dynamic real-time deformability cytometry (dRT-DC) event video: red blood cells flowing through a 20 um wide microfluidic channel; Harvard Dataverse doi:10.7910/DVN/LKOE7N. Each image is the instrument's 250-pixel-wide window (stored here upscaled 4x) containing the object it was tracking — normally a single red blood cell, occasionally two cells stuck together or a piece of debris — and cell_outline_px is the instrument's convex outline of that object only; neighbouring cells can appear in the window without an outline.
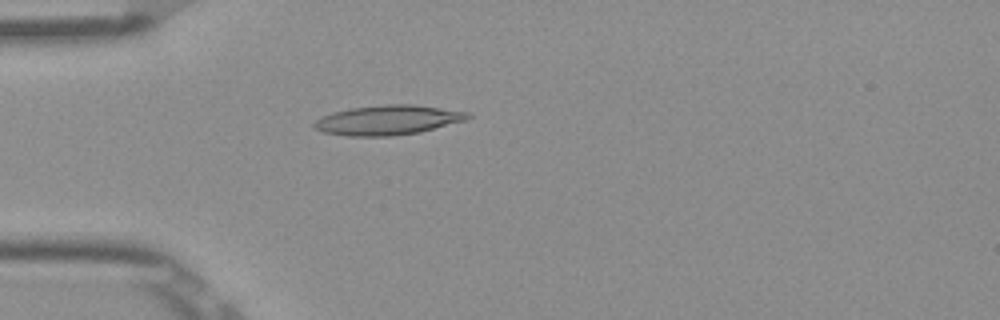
{"species": "Egyptian fruit bat (a non-hibernating species)", "species_latin": "Rousettus aegyptiacus", "temperature_condition": "room temperature", "stored_images_in_passage": 52, "camera_frame_rate_fps": 3000, "um_per_image_px": 0.085, "frame": {"image": 1, "passage_image": 15, "time_ms": 4.667, "image_size_px": [1000, 320], "cell_outline_px": [[472, 116], [468, 120], [420, 132], [392, 136], [348, 136], [324, 132], [312, 128], [312, 124], [320, 116], [332, 112], [352, 108], [384, 104], [412, 104], [468, 112]], "centroid_in_image_um": [32.95, 10.21], "position_along_channel_um": 52.0, "area_um2": 26.7}}
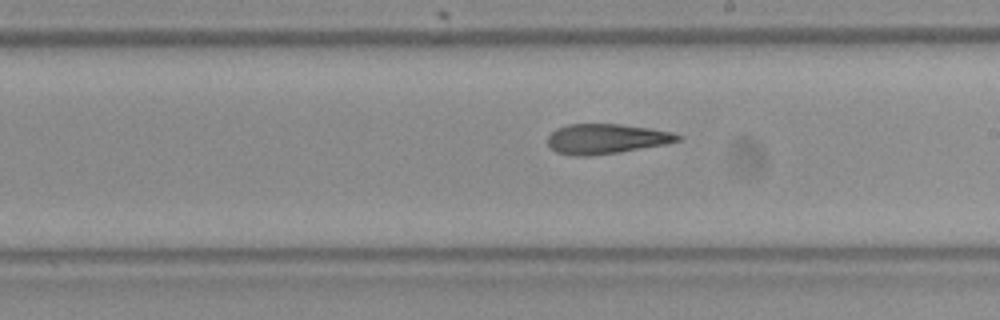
{"frame": {"image": 2, "passage_image": 30, "time_ms": 9.667, "image_size_px": [1000, 320], "cell_outline_px": [[684, 136], [680, 140], [668, 144], [620, 152], [588, 156], [572, 156], [556, 152], [548, 144], [548, 136], [556, 128], [568, 124], [620, 124], [648, 128], [672, 132]], "centroid_in_image_um": [51.54, 11.8], "position_along_channel_um": 237.5, "area_um2": 22.83}}
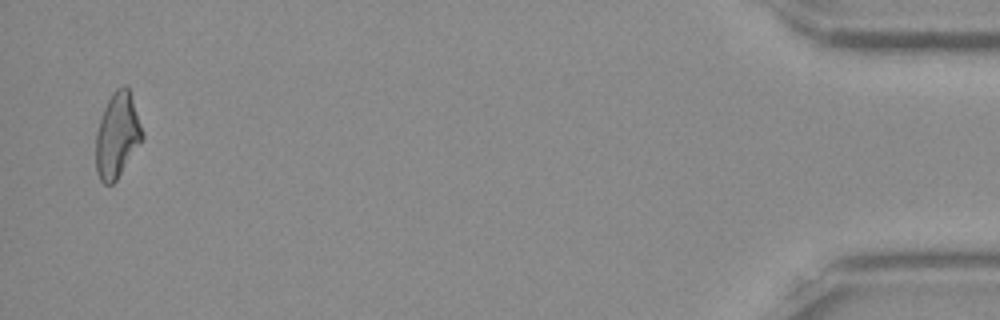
{"frame": {"image": 3, "passage_image": 51, "time_ms": 16.667, "image_size_px": [1000, 320], "cell_outline_px": [[144, 136], [116, 180], [112, 184], [104, 184], [100, 180], [96, 172], [96, 132], [104, 108], [112, 92], [116, 88], [124, 84], [128, 88], [144, 132]], "centroid_in_image_um": [9.95, 11.49], "position_along_channel_um": 425.2, "area_um2": 22.72}, "authors_computed_cell_mechanics": {"area_um2": 23.6402, "velocity_mm_per_s": 3.9013, "shape_relaxation_time_tau1_ms": null, "shape_relaxation_time_tau2_ms": 3.9067, "deformation_change_tau1": null, "deformation_change_tau2": 0.1417}}